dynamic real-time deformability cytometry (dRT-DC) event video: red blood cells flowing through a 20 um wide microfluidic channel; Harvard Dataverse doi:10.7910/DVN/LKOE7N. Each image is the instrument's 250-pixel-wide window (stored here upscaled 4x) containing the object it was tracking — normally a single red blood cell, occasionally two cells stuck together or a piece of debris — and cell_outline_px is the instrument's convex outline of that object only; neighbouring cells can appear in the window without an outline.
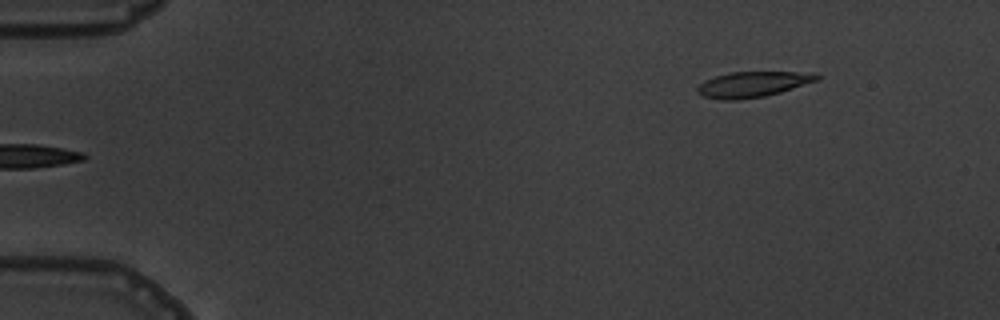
{"species": "common noctule bat (a hibernating species)", "species_latin": "Nyctalus noctula", "temperature_condition": "warm", "stored_images_in_passage": 6, "camera_frame_rate_fps": 3000, "um_per_image_px": 0.085, "animal": {"sex": "male", "body_mass_g": 19.5, "forearm_length_mm": 54.6}, "frame": {"image": 1, "passage_image": 6, "time_ms": 6.667, "image_size_px": [1000, 320], "cell_outline_px": [[824, 76], [820, 80], [780, 92], [764, 96], [736, 100], [720, 100], [704, 96], [696, 92], [696, 88], [704, 80], [716, 76], [732, 72], [816, 72]], "centroid_in_image_um": [64.05, 7.16], "position_along_channel_um": 21.0, "area_um2": 17.98}}